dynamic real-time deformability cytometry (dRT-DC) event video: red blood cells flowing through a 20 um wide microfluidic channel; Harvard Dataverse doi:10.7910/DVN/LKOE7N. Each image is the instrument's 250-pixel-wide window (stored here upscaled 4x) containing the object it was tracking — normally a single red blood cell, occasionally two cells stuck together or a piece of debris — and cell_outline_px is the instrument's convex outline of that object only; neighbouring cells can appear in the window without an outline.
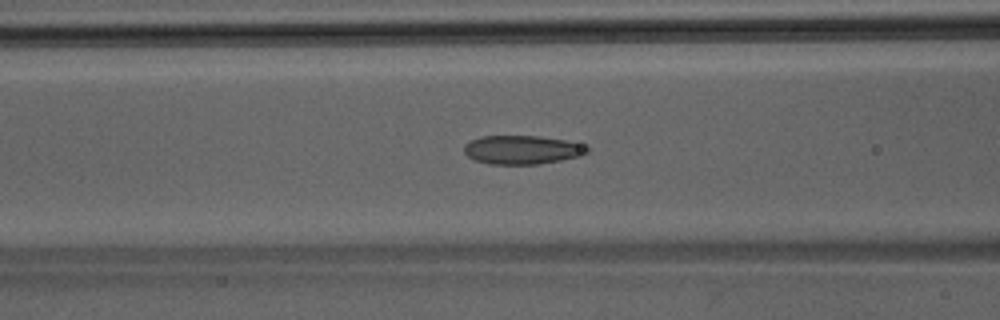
{"species": "Egyptian fruit bat (a non-hibernating species)", "species_latin": "Rousettus aegyptiacus", "temperature_condition": "room temperature", "stored_images_in_passage": 35, "camera_frame_rate_fps": 3000, "um_per_image_px": 0.085, "animal": {"sex": "male"}, "frame": {"image": 1, "passage_image": 8, "time_ms": 2.333, "image_size_px": [1000, 320], "cell_outline_px": [[592, 148], [588, 152], [580, 156], [540, 164], [488, 164], [476, 160], [468, 156], [464, 152], [464, 144], [480, 136], [540, 136], [564, 140], [580, 144]], "centroid_in_image_um": [44.38, 12.73], "position_along_channel_um": 122.2, "area_um2": 20.58}}
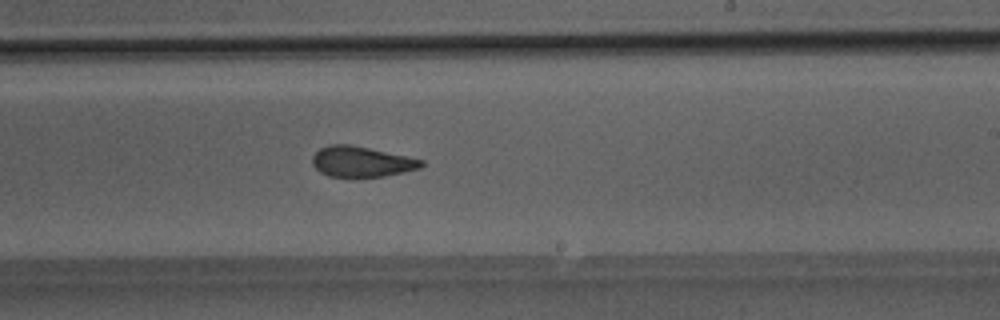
{"frame": {"image": 2, "passage_image": 17, "time_ms": 5.333, "image_size_px": [1000, 320], "cell_outline_px": [[424, 164], [420, 168], [404, 172], [384, 176], [328, 176], [320, 172], [312, 164], [312, 156], [320, 148], [328, 144], [352, 144], [424, 160]], "centroid_in_image_um": [30.71, 13.72], "position_along_channel_um": 258.3, "area_um2": 19.31}}
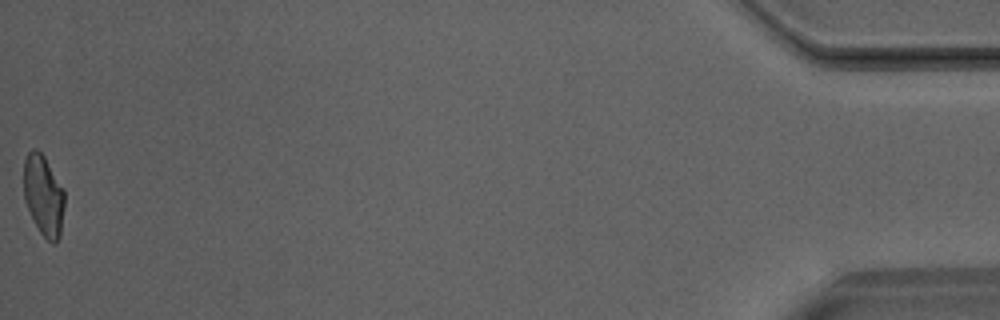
{"frame": {"image": 3, "passage_image": 35, "time_ms": 11.333, "image_size_px": [1000, 320], "cell_outline_px": [[64, 208], [60, 236], [56, 244], [52, 244], [40, 232], [24, 200], [24, 160], [28, 152], [32, 148], [36, 148], [44, 156], [64, 188]], "centroid_in_image_um": [3.71, 16.6], "position_along_channel_um": 431.5, "area_um2": 19.25}}